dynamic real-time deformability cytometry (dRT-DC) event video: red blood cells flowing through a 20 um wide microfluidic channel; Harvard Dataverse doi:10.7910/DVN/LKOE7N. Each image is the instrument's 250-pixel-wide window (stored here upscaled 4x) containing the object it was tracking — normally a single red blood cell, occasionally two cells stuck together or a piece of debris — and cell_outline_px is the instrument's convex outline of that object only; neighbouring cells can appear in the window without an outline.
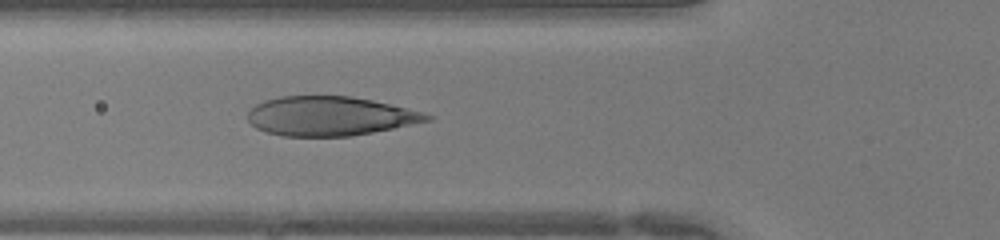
{"species": "human", "species_latin": "Homo sapiens", "temperature_condition": "warm", "stored_images_in_passage": 44, "camera_frame_rate_fps": 3000, "um_per_image_px": 0.085, "donor": {"sex": "female"}, "frame": {"image": 1, "passage_image": 15, "time_ms": 4.667, "image_size_px": [1000, 240], "cell_outline_px": [[436, 116], [432, 120], [352, 136], [284, 136], [268, 132], [256, 128], [248, 120], [248, 112], [256, 104], [264, 100], [280, 96], [352, 96], [372, 100], [424, 112]], "centroid_in_image_um": [28.06, 9.86], "position_along_channel_um": 97.7, "area_um2": 40.86}}
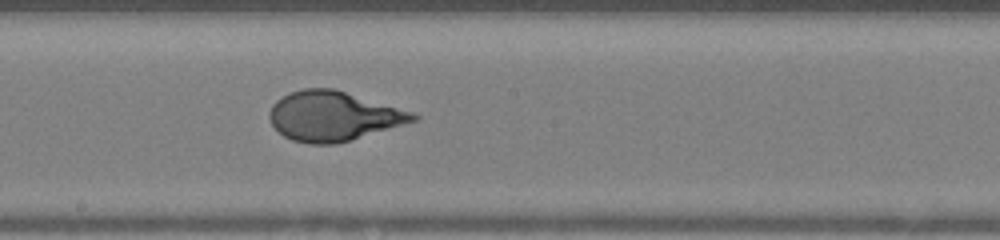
{"frame": {"image": 2, "passage_image": 23, "time_ms": 7.333, "image_size_px": [1000, 240], "cell_outline_px": [[420, 120], [336, 144], [308, 144], [292, 140], [284, 136], [272, 124], [268, 116], [268, 112], [272, 104], [276, 100], [292, 92], [304, 88], [336, 88], [412, 112], [420, 116]], "centroid_in_image_um": [28.34, 9.87], "position_along_channel_um": 219.9, "area_um2": 41.56}}
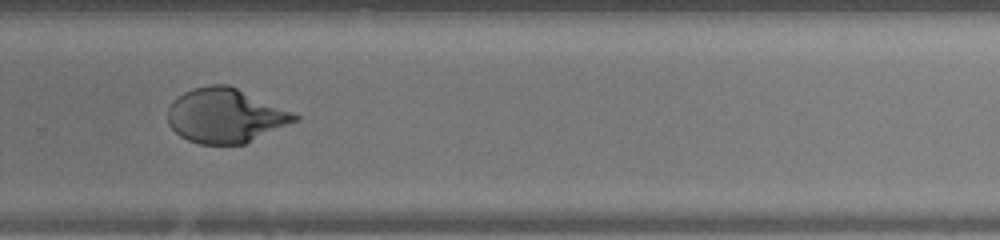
{"frame": {"image": 3, "passage_image": 29, "time_ms": 9.333, "image_size_px": [1000, 240], "cell_outline_px": [[300, 120], [244, 144], [200, 144], [188, 140], [180, 136], [168, 124], [168, 108], [184, 92], [192, 88], [208, 84], [228, 84], [292, 112], [300, 116]], "centroid_in_image_um": [19.16, 9.83], "position_along_channel_um": 310.6, "area_um2": 40.0}}